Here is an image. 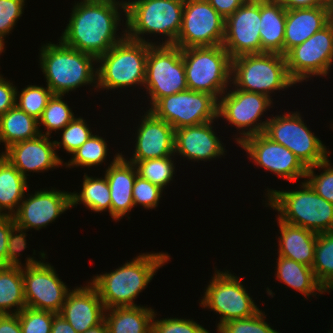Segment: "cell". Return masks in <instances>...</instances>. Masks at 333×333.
I'll return each instance as SVG.
<instances>
[{"label":"cell","instance_id":"obj_1","mask_svg":"<svg viewBox=\"0 0 333 333\" xmlns=\"http://www.w3.org/2000/svg\"><path fill=\"white\" fill-rule=\"evenodd\" d=\"M126 15V1L118 0H79L72 8L69 23L60 40L67 46L90 54L96 59L105 54L126 36L121 26L120 13ZM121 15V17H120ZM119 26V27H118Z\"/></svg>","mask_w":333,"mask_h":333},{"label":"cell","instance_id":"obj_2","mask_svg":"<svg viewBox=\"0 0 333 333\" xmlns=\"http://www.w3.org/2000/svg\"><path fill=\"white\" fill-rule=\"evenodd\" d=\"M168 253H141L110 273L97 274L90 283L97 289L104 308L135 307L134 300L168 263Z\"/></svg>","mask_w":333,"mask_h":333},{"label":"cell","instance_id":"obj_3","mask_svg":"<svg viewBox=\"0 0 333 333\" xmlns=\"http://www.w3.org/2000/svg\"><path fill=\"white\" fill-rule=\"evenodd\" d=\"M58 41L42 45L39 54L46 85L53 94H68L83 85L97 87V59Z\"/></svg>","mask_w":333,"mask_h":333},{"label":"cell","instance_id":"obj_4","mask_svg":"<svg viewBox=\"0 0 333 333\" xmlns=\"http://www.w3.org/2000/svg\"><path fill=\"white\" fill-rule=\"evenodd\" d=\"M300 185L295 191L267 188L265 206L276 210L277 217L286 223L315 233L332 231L333 204L319 196L306 180Z\"/></svg>","mask_w":333,"mask_h":333},{"label":"cell","instance_id":"obj_5","mask_svg":"<svg viewBox=\"0 0 333 333\" xmlns=\"http://www.w3.org/2000/svg\"><path fill=\"white\" fill-rule=\"evenodd\" d=\"M128 0L126 1V36L130 39L156 45L145 40V35L167 38L162 45H174L181 30L185 0Z\"/></svg>","mask_w":333,"mask_h":333},{"label":"cell","instance_id":"obj_6","mask_svg":"<svg viewBox=\"0 0 333 333\" xmlns=\"http://www.w3.org/2000/svg\"><path fill=\"white\" fill-rule=\"evenodd\" d=\"M152 44L125 36L120 42L97 58V87L109 90L133 86L143 87L146 60ZM100 64V65H99ZM101 88V89H100Z\"/></svg>","mask_w":333,"mask_h":333},{"label":"cell","instance_id":"obj_7","mask_svg":"<svg viewBox=\"0 0 333 333\" xmlns=\"http://www.w3.org/2000/svg\"><path fill=\"white\" fill-rule=\"evenodd\" d=\"M231 84L269 97L274 91L296 85L287 72L286 57L279 53L246 54L231 59Z\"/></svg>","mask_w":333,"mask_h":333},{"label":"cell","instance_id":"obj_8","mask_svg":"<svg viewBox=\"0 0 333 333\" xmlns=\"http://www.w3.org/2000/svg\"><path fill=\"white\" fill-rule=\"evenodd\" d=\"M182 57L189 90L218 100L231 87V58L223 45L185 48Z\"/></svg>","mask_w":333,"mask_h":333},{"label":"cell","instance_id":"obj_9","mask_svg":"<svg viewBox=\"0 0 333 333\" xmlns=\"http://www.w3.org/2000/svg\"><path fill=\"white\" fill-rule=\"evenodd\" d=\"M299 112L270 117L264 134L294 153L306 167H313L330 156L325 144L305 125Z\"/></svg>","mask_w":333,"mask_h":333},{"label":"cell","instance_id":"obj_10","mask_svg":"<svg viewBox=\"0 0 333 333\" xmlns=\"http://www.w3.org/2000/svg\"><path fill=\"white\" fill-rule=\"evenodd\" d=\"M157 44L149 47L143 85L150 96V107L162 97L188 89L182 49Z\"/></svg>","mask_w":333,"mask_h":333},{"label":"cell","instance_id":"obj_11","mask_svg":"<svg viewBox=\"0 0 333 333\" xmlns=\"http://www.w3.org/2000/svg\"><path fill=\"white\" fill-rule=\"evenodd\" d=\"M214 272L199 304L220 315L217 329L229 320L252 317L260 311L241 279L228 270L215 268Z\"/></svg>","mask_w":333,"mask_h":333},{"label":"cell","instance_id":"obj_12","mask_svg":"<svg viewBox=\"0 0 333 333\" xmlns=\"http://www.w3.org/2000/svg\"><path fill=\"white\" fill-rule=\"evenodd\" d=\"M39 255L41 261L29 256L25 266L22 264L26 307L60 313L71 290L58 277L54 267L45 262L47 254L40 251Z\"/></svg>","mask_w":333,"mask_h":333},{"label":"cell","instance_id":"obj_13","mask_svg":"<svg viewBox=\"0 0 333 333\" xmlns=\"http://www.w3.org/2000/svg\"><path fill=\"white\" fill-rule=\"evenodd\" d=\"M227 90L218 99L217 117L235 126L240 136L235 138L239 145L246 138L263 133L268 119L260 120L264 117V112L268 110L273 101L262 94L247 92L237 88ZM263 115V116H262ZM259 123H258V122Z\"/></svg>","mask_w":333,"mask_h":333},{"label":"cell","instance_id":"obj_14","mask_svg":"<svg viewBox=\"0 0 333 333\" xmlns=\"http://www.w3.org/2000/svg\"><path fill=\"white\" fill-rule=\"evenodd\" d=\"M218 100L209 93L185 90L160 98L149 110L174 130L215 121Z\"/></svg>","mask_w":333,"mask_h":333},{"label":"cell","instance_id":"obj_15","mask_svg":"<svg viewBox=\"0 0 333 333\" xmlns=\"http://www.w3.org/2000/svg\"><path fill=\"white\" fill-rule=\"evenodd\" d=\"M285 57L288 75L295 83L312 76H327L333 65V22L292 48Z\"/></svg>","mask_w":333,"mask_h":333},{"label":"cell","instance_id":"obj_16","mask_svg":"<svg viewBox=\"0 0 333 333\" xmlns=\"http://www.w3.org/2000/svg\"><path fill=\"white\" fill-rule=\"evenodd\" d=\"M225 19L207 0H185L182 26L174 44L181 49L222 45Z\"/></svg>","mask_w":333,"mask_h":333},{"label":"cell","instance_id":"obj_17","mask_svg":"<svg viewBox=\"0 0 333 333\" xmlns=\"http://www.w3.org/2000/svg\"><path fill=\"white\" fill-rule=\"evenodd\" d=\"M21 201L17 212L13 215L19 238L27 245L29 229L40 230L71 207V192L54 189H43L28 194Z\"/></svg>","mask_w":333,"mask_h":333},{"label":"cell","instance_id":"obj_18","mask_svg":"<svg viewBox=\"0 0 333 333\" xmlns=\"http://www.w3.org/2000/svg\"><path fill=\"white\" fill-rule=\"evenodd\" d=\"M239 146L246 151L255 165L275 173L276 177L291 182L306 178L307 168L297 156L264 133L246 138Z\"/></svg>","mask_w":333,"mask_h":333},{"label":"cell","instance_id":"obj_19","mask_svg":"<svg viewBox=\"0 0 333 333\" xmlns=\"http://www.w3.org/2000/svg\"><path fill=\"white\" fill-rule=\"evenodd\" d=\"M260 0H248L225 19L223 47L231 59L261 53Z\"/></svg>","mask_w":333,"mask_h":333},{"label":"cell","instance_id":"obj_20","mask_svg":"<svg viewBox=\"0 0 333 333\" xmlns=\"http://www.w3.org/2000/svg\"><path fill=\"white\" fill-rule=\"evenodd\" d=\"M50 138L40 134L35 138L14 143L1 152V155L28 179V172H43L64 166V161L56 153L55 142Z\"/></svg>","mask_w":333,"mask_h":333},{"label":"cell","instance_id":"obj_21","mask_svg":"<svg viewBox=\"0 0 333 333\" xmlns=\"http://www.w3.org/2000/svg\"><path fill=\"white\" fill-rule=\"evenodd\" d=\"M141 117L140 126L135 133V150L128 161L174 157V128L157 118L150 110Z\"/></svg>","mask_w":333,"mask_h":333},{"label":"cell","instance_id":"obj_22","mask_svg":"<svg viewBox=\"0 0 333 333\" xmlns=\"http://www.w3.org/2000/svg\"><path fill=\"white\" fill-rule=\"evenodd\" d=\"M213 123L206 122L175 130L174 155L187 160L210 161L225 155V147L213 129Z\"/></svg>","mask_w":333,"mask_h":333},{"label":"cell","instance_id":"obj_23","mask_svg":"<svg viewBox=\"0 0 333 333\" xmlns=\"http://www.w3.org/2000/svg\"><path fill=\"white\" fill-rule=\"evenodd\" d=\"M59 314L77 333H84L104 321L105 308L97 289L88 282L85 287L77 286L67 294Z\"/></svg>","mask_w":333,"mask_h":333},{"label":"cell","instance_id":"obj_24","mask_svg":"<svg viewBox=\"0 0 333 333\" xmlns=\"http://www.w3.org/2000/svg\"><path fill=\"white\" fill-rule=\"evenodd\" d=\"M105 170L111 197V218L119 221L134 207L132 188L138 175L135 165L116 153Z\"/></svg>","mask_w":333,"mask_h":333},{"label":"cell","instance_id":"obj_25","mask_svg":"<svg viewBox=\"0 0 333 333\" xmlns=\"http://www.w3.org/2000/svg\"><path fill=\"white\" fill-rule=\"evenodd\" d=\"M331 21V6L287 10L284 31V56L305 42Z\"/></svg>","mask_w":333,"mask_h":333},{"label":"cell","instance_id":"obj_26","mask_svg":"<svg viewBox=\"0 0 333 333\" xmlns=\"http://www.w3.org/2000/svg\"><path fill=\"white\" fill-rule=\"evenodd\" d=\"M280 236L278 256L312 267L318 233L292 225L277 217Z\"/></svg>","mask_w":333,"mask_h":333},{"label":"cell","instance_id":"obj_27","mask_svg":"<svg viewBox=\"0 0 333 333\" xmlns=\"http://www.w3.org/2000/svg\"><path fill=\"white\" fill-rule=\"evenodd\" d=\"M286 8L278 0H260L261 53L284 55Z\"/></svg>","mask_w":333,"mask_h":333},{"label":"cell","instance_id":"obj_28","mask_svg":"<svg viewBox=\"0 0 333 333\" xmlns=\"http://www.w3.org/2000/svg\"><path fill=\"white\" fill-rule=\"evenodd\" d=\"M155 311L151 307H114L105 309L108 333H152Z\"/></svg>","mask_w":333,"mask_h":333},{"label":"cell","instance_id":"obj_29","mask_svg":"<svg viewBox=\"0 0 333 333\" xmlns=\"http://www.w3.org/2000/svg\"><path fill=\"white\" fill-rule=\"evenodd\" d=\"M27 183L19 170L0 153V215L13 216L17 212L28 190Z\"/></svg>","mask_w":333,"mask_h":333},{"label":"cell","instance_id":"obj_30","mask_svg":"<svg viewBox=\"0 0 333 333\" xmlns=\"http://www.w3.org/2000/svg\"><path fill=\"white\" fill-rule=\"evenodd\" d=\"M276 260L275 275L278 281L300 292L305 298L326 292L317 282L312 267L282 256H278Z\"/></svg>","mask_w":333,"mask_h":333},{"label":"cell","instance_id":"obj_31","mask_svg":"<svg viewBox=\"0 0 333 333\" xmlns=\"http://www.w3.org/2000/svg\"><path fill=\"white\" fill-rule=\"evenodd\" d=\"M40 135L38 120L29 116L17 105L0 116V144L10 145Z\"/></svg>","mask_w":333,"mask_h":333},{"label":"cell","instance_id":"obj_32","mask_svg":"<svg viewBox=\"0 0 333 333\" xmlns=\"http://www.w3.org/2000/svg\"><path fill=\"white\" fill-rule=\"evenodd\" d=\"M25 307L21 261L0 268V314H18Z\"/></svg>","mask_w":333,"mask_h":333},{"label":"cell","instance_id":"obj_33","mask_svg":"<svg viewBox=\"0 0 333 333\" xmlns=\"http://www.w3.org/2000/svg\"><path fill=\"white\" fill-rule=\"evenodd\" d=\"M82 189L78 193H71V207L83 203L85 207L94 212H109L111 216V197L109 183L104 177H91L84 173Z\"/></svg>","mask_w":333,"mask_h":333},{"label":"cell","instance_id":"obj_34","mask_svg":"<svg viewBox=\"0 0 333 333\" xmlns=\"http://www.w3.org/2000/svg\"><path fill=\"white\" fill-rule=\"evenodd\" d=\"M312 269L324 290H333V230L318 233Z\"/></svg>","mask_w":333,"mask_h":333},{"label":"cell","instance_id":"obj_35","mask_svg":"<svg viewBox=\"0 0 333 333\" xmlns=\"http://www.w3.org/2000/svg\"><path fill=\"white\" fill-rule=\"evenodd\" d=\"M27 245L19 238L13 216L0 215V268L19 263Z\"/></svg>","mask_w":333,"mask_h":333},{"label":"cell","instance_id":"obj_36","mask_svg":"<svg viewBox=\"0 0 333 333\" xmlns=\"http://www.w3.org/2000/svg\"><path fill=\"white\" fill-rule=\"evenodd\" d=\"M63 96L65 95L53 94L49 99L46 108L38 120L40 134L51 137L52 131H55V133L57 130L62 131L75 118L71 110L72 108L63 100ZM41 125L45 127L44 130L46 129V132H42Z\"/></svg>","mask_w":333,"mask_h":333},{"label":"cell","instance_id":"obj_37","mask_svg":"<svg viewBox=\"0 0 333 333\" xmlns=\"http://www.w3.org/2000/svg\"><path fill=\"white\" fill-rule=\"evenodd\" d=\"M107 146L105 138L92 134L81 147L72 153L71 159L67 163L64 162V166L66 168L99 166L105 162L109 150Z\"/></svg>","mask_w":333,"mask_h":333},{"label":"cell","instance_id":"obj_38","mask_svg":"<svg viewBox=\"0 0 333 333\" xmlns=\"http://www.w3.org/2000/svg\"><path fill=\"white\" fill-rule=\"evenodd\" d=\"M172 159V156H168L164 158L129 162L135 165L138 176L164 190V188L173 181V175L175 174L174 159Z\"/></svg>","mask_w":333,"mask_h":333},{"label":"cell","instance_id":"obj_39","mask_svg":"<svg viewBox=\"0 0 333 333\" xmlns=\"http://www.w3.org/2000/svg\"><path fill=\"white\" fill-rule=\"evenodd\" d=\"M52 95L53 92L48 86L44 88L27 85L21 92L16 89V105L29 116L39 120Z\"/></svg>","mask_w":333,"mask_h":333},{"label":"cell","instance_id":"obj_40","mask_svg":"<svg viewBox=\"0 0 333 333\" xmlns=\"http://www.w3.org/2000/svg\"><path fill=\"white\" fill-rule=\"evenodd\" d=\"M61 141L54 140L56 150L63 147L67 153L72 154L82 146L93 134L89 125L82 117H75L63 129Z\"/></svg>","mask_w":333,"mask_h":333},{"label":"cell","instance_id":"obj_41","mask_svg":"<svg viewBox=\"0 0 333 333\" xmlns=\"http://www.w3.org/2000/svg\"><path fill=\"white\" fill-rule=\"evenodd\" d=\"M264 318L265 312L260 310L252 317L229 320L216 330L217 333H279Z\"/></svg>","mask_w":333,"mask_h":333},{"label":"cell","instance_id":"obj_42","mask_svg":"<svg viewBox=\"0 0 333 333\" xmlns=\"http://www.w3.org/2000/svg\"><path fill=\"white\" fill-rule=\"evenodd\" d=\"M327 158L325 161L307 168L306 178L310 186L315 190V192L333 204V165ZM323 169L322 173L318 175L314 170Z\"/></svg>","mask_w":333,"mask_h":333},{"label":"cell","instance_id":"obj_43","mask_svg":"<svg viewBox=\"0 0 333 333\" xmlns=\"http://www.w3.org/2000/svg\"><path fill=\"white\" fill-rule=\"evenodd\" d=\"M51 311L25 307L18 313L22 333H51L53 317Z\"/></svg>","mask_w":333,"mask_h":333},{"label":"cell","instance_id":"obj_44","mask_svg":"<svg viewBox=\"0 0 333 333\" xmlns=\"http://www.w3.org/2000/svg\"><path fill=\"white\" fill-rule=\"evenodd\" d=\"M152 320V333H211L193 319L186 318H162Z\"/></svg>","mask_w":333,"mask_h":333},{"label":"cell","instance_id":"obj_45","mask_svg":"<svg viewBox=\"0 0 333 333\" xmlns=\"http://www.w3.org/2000/svg\"><path fill=\"white\" fill-rule=\"evenodd\" d=\"M162 192L163 189L159 186L137 175L132 188L134 207L141 205L147 210L155 209L162 197Z\"/></svg>","mask_w":333,"mask_h":333},{"label":"cell","instance_id":"obj_46","mask_svg":"<svg viewBox=\"0 0 333 333\" xmlns=\"http://www.w3.org/2000/svg\"><path fill=\"white\" fill-rule=\"evenodd\" d=\"M26 0H0V41L14 29L23 14ZM5 37V38H4Z\"/></svg>","mask_w":333,"mask_h":333},{"label":"cell","instance_id":"obj_47","mask_svg":"<svg viewBox=\"0 0 333 333\" xmlns=\"http://www.w3.org/2000/svg\"><path fill=\"white\" fill-rule=\"evenodd\" d=\"M2 76L0 74V116L16 105L17 89L13 82L6 80Z\"/></svg>","mask_w":333,"mask_h":333},{"label":"cell","instance_id":"obj_48","mask_svg":"<svg viewBox=\"0 0 333 333\" xmlns=\"http://www.w3.org/2000/svg\"><path fill=\"white\" fill-rule=\"evenodd\" d=\"M226 19L248 0H207Z\"/></svg>","mask_w":333,"mask_h":333},{"label":"cell","instance_id":"obj_49","mask_svg":"<svg viewBox=\"0 0 333 333\" xmlns=\"http://www.w3.org/2000/svg\"><path fill=\"white\" fill-rule=\"evenodd\" d=\"M0 333H22L18 314H0Z\"/></svg>","mask_w":333,"mask_h":333},{"label":"cell","instance_id":"obj_50","mask_svg":"<svg viewBox=\"0 0 333 333\" xmlns=\"http://www.w3.org/2000/svg\"><path fill=\"white\" fill-rule=\"evenodd\" d=\"M286 10L310 8L318 6H331L328 0H278Z\"/></svg>","mask_w":333,"mask_h":333},{"label":"cell","instance_id":"obj_51","mask_svg":"<svg viewBox=\"0 0 333 333\" xmlns=\"http://www.w3.org/2000/svg\"><path fill=\"white\" fill-rule=\"evenodd\" d=\"M51 333H77L70 323L59 313H56L52 321Z\"/></svg>","mask_w":333,"mask_h":333},{"label":"cell","instance_id":"obj_52","mask_svg":"<svg viewBox=\"0 0 333 333\" xmlns=\"http://www.w3.org/2000/svg\"><path fill=\"white\" fill-rule=\"evenodd\" d=\"M84 333H108V330H107V326H106L105 322L103 321L98 326L88 329Z\"/></svg>","mask_w":333,"mask_h":333},{"label":"cell","instance_id":"obj_53","mask_svg":"<svg viewBox=\"0 0 333 333\" xmlns=\"http://www.w3.org/2000/svg\"><path fill=\"white\" fill-rule=\"evenodd\" d=\"M5 44H3L1 41H0V55L2 52H5L4 49H5Z\"/></svg>","mask_w":333,"mask_h":333},{"label":"cell","instance_id":"obj_54","mask_svg":"<svg viewBox=\"0 0 333 333\" xmlns=\"http://www.w3.org/2000/svg\"><path fill=\"white\" fill-rule=\"evenodd\" d=\"M330 5H331V21L333 22V2Z\"/></svg>","mask_w":333,"mask_h":333}]
</instances>
